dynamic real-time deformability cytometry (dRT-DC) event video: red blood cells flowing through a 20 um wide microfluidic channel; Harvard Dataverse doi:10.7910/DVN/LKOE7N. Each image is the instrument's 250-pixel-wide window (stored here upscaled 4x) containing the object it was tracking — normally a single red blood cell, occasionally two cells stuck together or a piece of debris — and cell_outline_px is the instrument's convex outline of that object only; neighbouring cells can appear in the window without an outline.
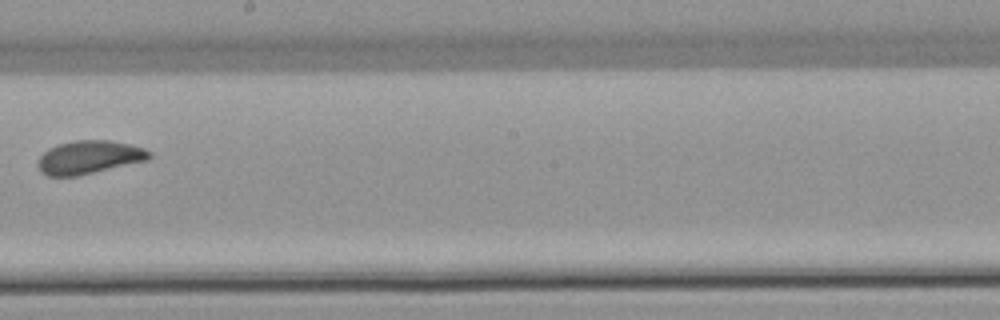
{"species": "common noctule bat (a hibernating species)", "species_latin": "Nyctalus noctula", "temperature_condition": "warm", "stored_images_in_passage": 8, "camera_frame_rate_fps": 3000, "um_per_image_px": 0.085, "animal": {"sex": "female", "body_mass_g": 22.7, "forearm_length_mm": 54.2}, "frame": {"image": 1, "passage_image": 8, "time_ms": 8.667, "image_size_px": [1000, 320], "cell_outline_px": [[152, 156], [148, 160], [76, 176], [48, 176], [40, 172], [36, 164], [40, 156], [48, 148], [56, 144], [76, 140], [108, 140], [128, 144], [144, 148], [152, 152]], "centroid_in_image_um": [7.55, 13.36], "position_along_channel_um": 240.7, "area_um2": 21.68}}